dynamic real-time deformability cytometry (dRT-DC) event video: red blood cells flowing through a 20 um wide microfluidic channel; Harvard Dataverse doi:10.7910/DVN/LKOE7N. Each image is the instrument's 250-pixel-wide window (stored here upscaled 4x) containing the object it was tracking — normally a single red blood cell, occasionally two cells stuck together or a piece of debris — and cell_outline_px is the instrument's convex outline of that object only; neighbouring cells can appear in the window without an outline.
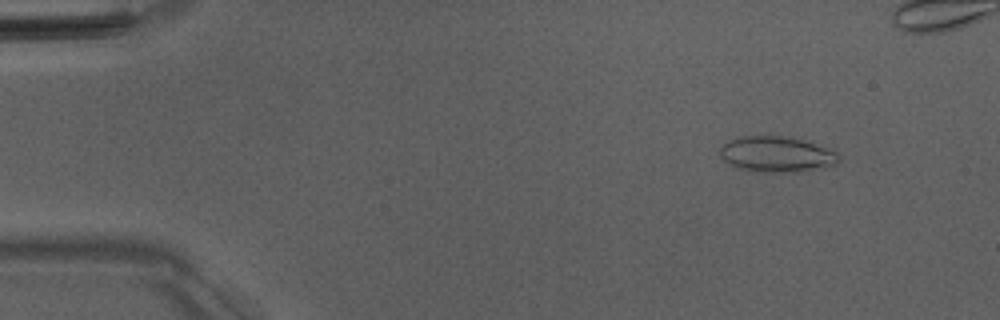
{"species": "Egyptian fruit bat (a non-hibernating species)", "species_latin": "Rousettus aegyptiacus", "temperature_condition": "room temperature", "stored_images_in_passage": 46, "camera_frame_rate_fps": 3000, "um_per_image_px": 0.085, "animal": {"sex": "male"}, "frame": {"image": 1, "passage_image": 6, "time_ms": 1.667, "image_size_px": [1000, 320], "cell_outline_px": [[840, 160], [836, 164], [784, 172], [752, 172], [740, 168], [724, 160], [720, 156], [720, 148], [728, 140], [740, 136], [784, 136], [832, 148], [840, 156]], "centroid_in_image_um": [65.98, 13.09], "position_along_channel_um": 19.0, "area_um2": 24.28}}
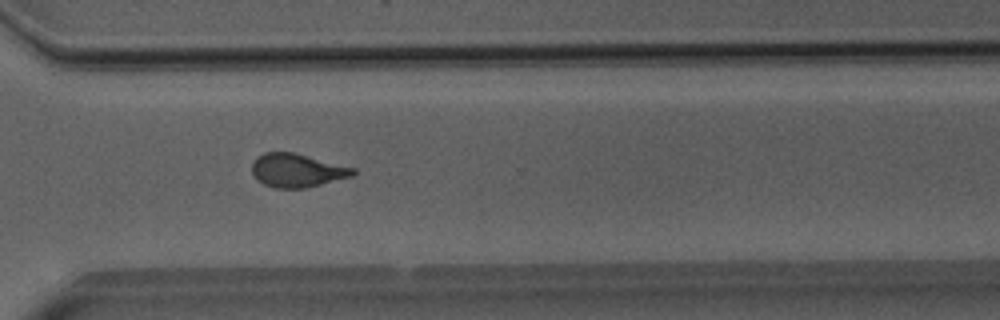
{"frame": {"image": 2, "passage_image": 38, "time_ms": 12.333, "image_size_px": [1000, 320], "cell_outline_px": [[356, 172], [352, 176], [308, 188], [276, 188], [264, 184], [252, 172], [252, 164], [256, 156], [264, 152], [292, 152], [356, 168]], "centroid_in_image_um": [25.26, 14.48], "position_along_channel_um": 345.3, "area_um2": 19.65}}
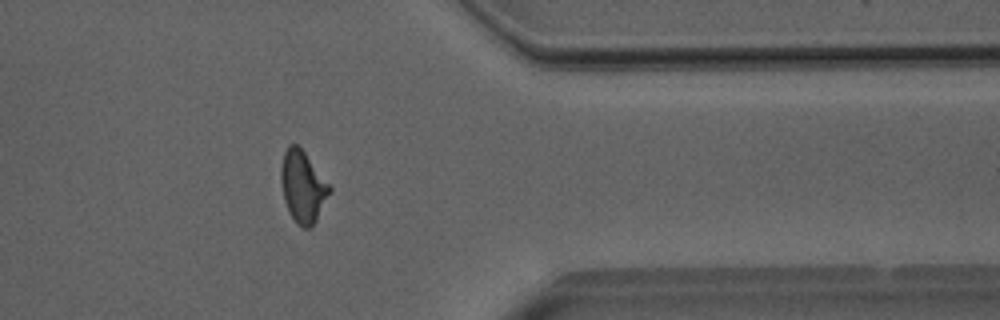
{"frame": {"image": 3, "passage_image": 42, "time_ms": 13.667, "image_size_px": [1000, 320], "cell_outline_px": [[332, 188], [312, 228], [304, 228], [296, 224], [288, 212], [284, 200], [280, 180], [280, 168], [284, 152], [288, 144], [296, 144], [304, 152]], "centroid_in_image_um": [25.7, 15.88], "position_along_channel_um": 385.7, "area_um2": 20.17}}